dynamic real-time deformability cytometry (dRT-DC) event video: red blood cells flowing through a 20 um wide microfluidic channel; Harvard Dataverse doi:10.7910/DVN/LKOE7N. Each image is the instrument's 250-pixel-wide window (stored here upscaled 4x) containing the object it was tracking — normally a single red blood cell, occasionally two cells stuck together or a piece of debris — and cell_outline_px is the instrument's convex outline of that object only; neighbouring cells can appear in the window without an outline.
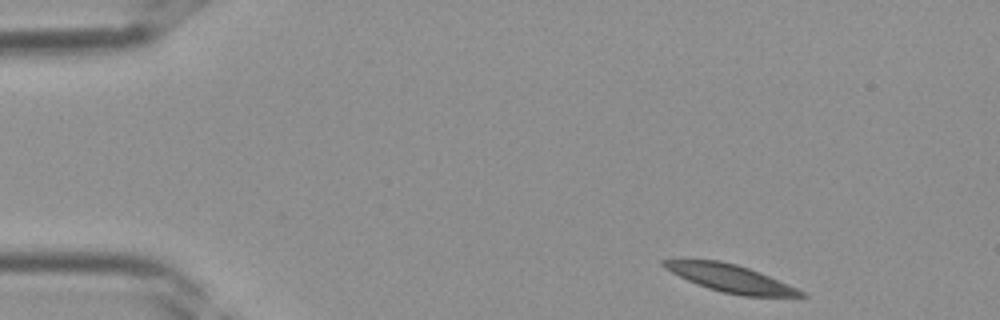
{"species": "Egyptian fruit bat (a non-hibernating species)", "species_latin": "Rousettus aegyptiacus", "temperature_condition": "room temperature", "stored_images_in_passage": 35, "camera_frame_rate_fps": 3000, "um_per_image_px": 0.085, "frame": {"image": 1, "passage_image": 1, "time_ms": 0.0, "image_size_px": [1000, 320], "cell_outline_px": [[808, 296], [744, 296], [724, 292], [708, 288], [688, 280], [664, 268], [660, 264], [660, 260], [720, 260], [736, 264], [760, 272], [788, 284], [804, 292]], "centroid_in_image_um": [62.08, 23.65], "position_along_channel_um": 22.9, "area_um2": 21.62}}
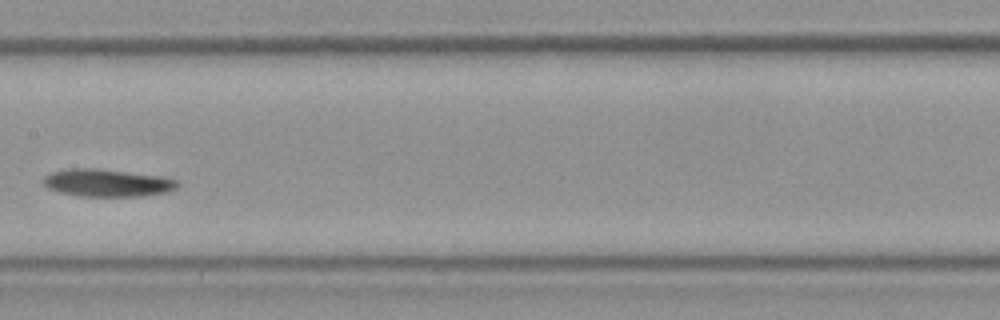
{"frame": {"image": 2, "passage_image": 16, "time_ms": 5.0, "image_size_px": [1000, 320], "cell_outline_px": [[180, 184], [176, 188], [168, 192], [140, 196], [80, 196], [60, 192], [48, 188], [40, 180], [44, 176], [52, 172], [68, 168], [100, 168], [164, 176], [180, 180]], "centroid_in_image_um": [9.15, 15.53], "position_along_channel_um": 198.3, "area_um2": 21.91}}
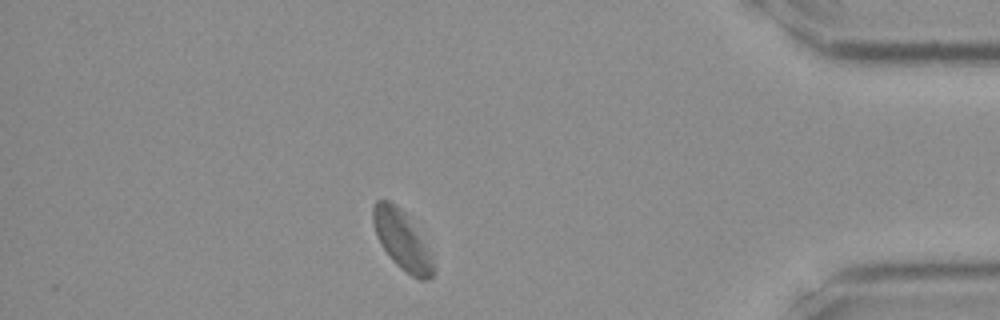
{"frame": {"image": 3, "passage_image": 30, "time_ms": 9.667, "image_size_px": [1000, 320], "cell_outline_px": [[436, 272], [428, 280], [420, 280], [412, 276], [400, 268], [392, 260], [380, 244], [372, 220], [372, 204], [376, 200], [388, 200], [404, 212], [408, 216], [424, 244], [432, 260]], "centroid_in_image_um": [34.14, 20.42], "position_along_channel_um": 401.1, "area_um2": 20.29}}